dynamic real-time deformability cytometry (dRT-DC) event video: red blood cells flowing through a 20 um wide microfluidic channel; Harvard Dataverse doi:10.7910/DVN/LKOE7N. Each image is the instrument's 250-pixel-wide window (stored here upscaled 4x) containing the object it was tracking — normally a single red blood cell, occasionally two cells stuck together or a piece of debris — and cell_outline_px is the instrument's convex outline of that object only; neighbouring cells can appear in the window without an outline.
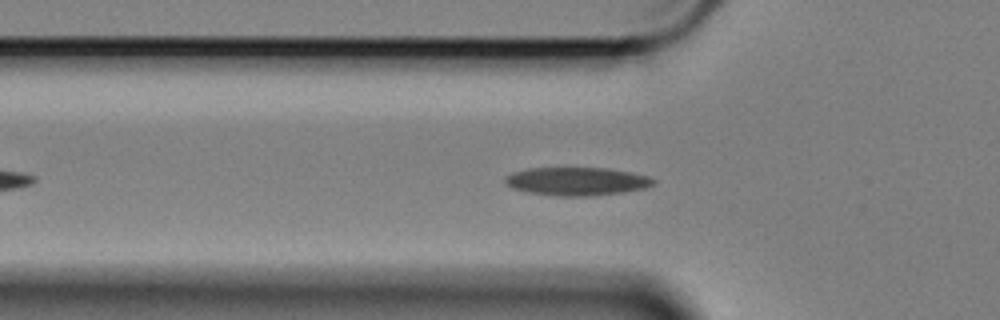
{"species": "Egyptian fruit bat (a non-hibernating species)", "species_latin": "Rousettus aegyptiacus", "temperature_condition": "cold", "stored_images_in_passage": 43, "camera_frame_rate_fps": 3000, "um_per_image_px": 0.085, "animal": {"sex": "female"}, "frame": {"image": 1, "passage_image": 11, "time_ms": 3.333, "image_size_px": [1000, 320], "cell_outline_px": [[656, 184], [644, 188], [624, 192], [592, 196], [556, 196], [528, 192], [512, 188], [504, 184], [504, 176], [512, 172], [528, 168], [608, 168], [632, 172], [648, 176], [656, 180]], "centroid_in_image_um": [49.02, 15.41], "position_along_channel_um": 76.8, "area_um2": 24.68}}
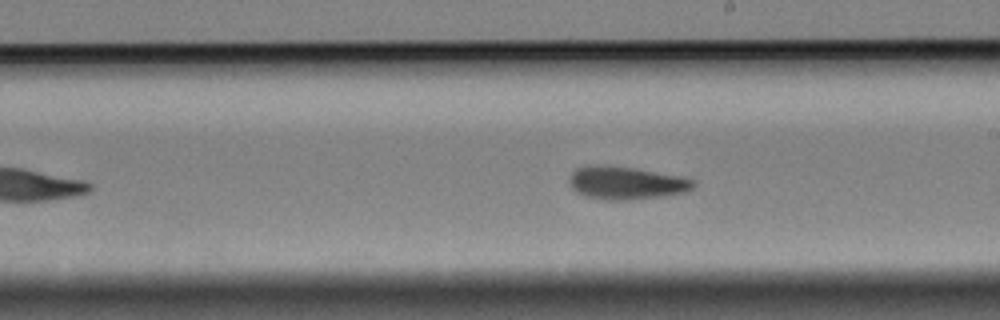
{"frame": {"image": 2, "passage_image": 25, "time_ms": 8.0, "image_size_px": [1000, 320], "cell_outline_px": [[696, 184], [692, 188], [684, 192], [660, 196], [628, 200], [604, 200], [584, 196], [576, 192], [572, 188], [568, 180], [572, 172], [576, 168], [588, 164], [608, 164], [636, 168], [680, 176], [696, 180]], "centroid_in_image_um": [53.17, 15.52], "position_along_channel_um": 235.8, "area_um2": 24.16}}
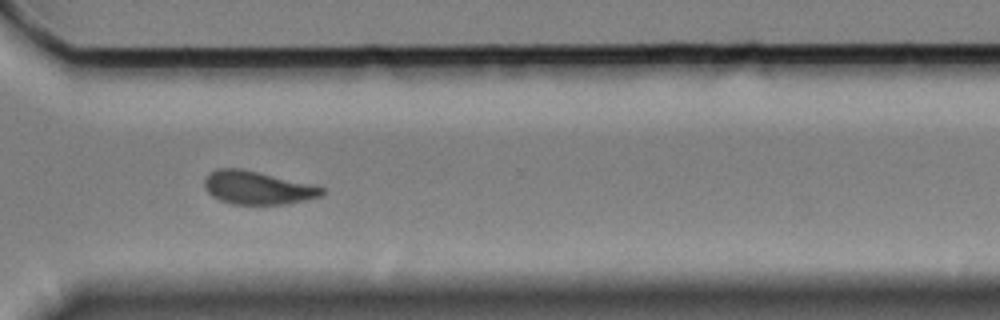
{"frame": {"image": 3, "passage_image": 35, "time_ms": 11.333, "image_size_px": [1000, 320], "cell_outline_px": [[324, 192], [320, 196], [288, 204], [232, 204], [220, 200], [212, 196], [204, 188], [204, 180], [208, 172], [216, 168], [240, 168], [312, 184], [324, 188]], "centroid_in_image_um": [21.84, 15.95], "position_along_channel_um": 348.8, "area_um2": 22.72}, "authors_computed_cell_mechanics": {"area_um2": 23.5246, "velocity_mm_per_s": 3.393, "shape_relaxation_time_tau1_ms": 4.9622, "shape_relaxation_time_tau2_ms": 3.0455, "deformation_change_tau1": 0.137, "deformation_change_tau2": 0.092}}